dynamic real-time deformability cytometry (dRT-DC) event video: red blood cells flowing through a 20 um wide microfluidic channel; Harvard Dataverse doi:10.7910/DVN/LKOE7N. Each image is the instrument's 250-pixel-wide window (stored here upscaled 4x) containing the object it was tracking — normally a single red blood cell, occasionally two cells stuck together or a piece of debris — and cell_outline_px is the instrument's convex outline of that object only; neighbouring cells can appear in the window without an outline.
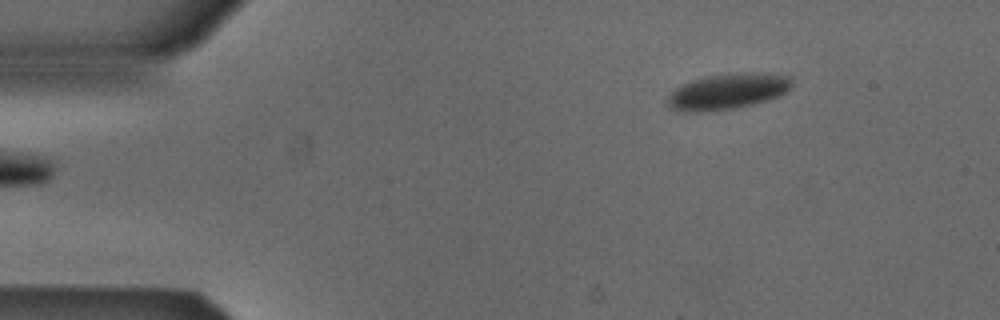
{"species": "Egyptian fruit bat (a non-hibernating species)", "species_latin": "Rousettus aegyptiacus", "temperature_condition": "cold", "stored_images_in_passage": 4, "camera_frame_rate_fps": 3000, "um_per_image_px": 0.085, "animal": {"sex": "male"}, "frame": {"image": 1, "passage_image": 1, "time_ms": 0.0, "image_size_px": [1000, 320], "cell_outline_px": [[792, 88], [780, 96], [768, 100], [736, 108], [704, 112], [676, 112], [668, 108], [668, 96], [680, 84], [692, 80], [708, 76], [756, 72], [760, 72], [792, 76]], "centroid_in_image_um": [61.86, 7.79], "position_along_channel_um": 23.1, "area_um2": 26.18}}
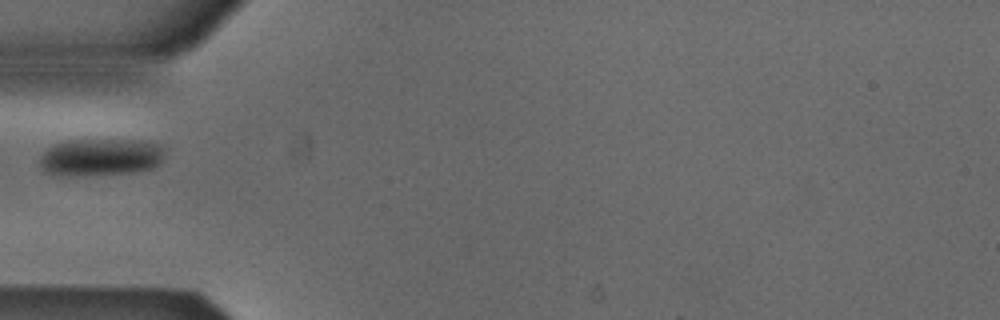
{"frame": {"image": 2, "passage_image": 3, "time_ms": 0.667, "image_size_px": [1000, 320], "cell_outline_px": [[164, 152], [160, 160], [152, 168], [132, 172], [44, 172], [40, 164], [40, 156], [52, 144], [60, 140], [144, 140], [156, 144], [164, 148]], "centroid_in_image_um": [8.56, 13.27], "position_along_channel_um": 76.4, "area_um2": 25.84}}